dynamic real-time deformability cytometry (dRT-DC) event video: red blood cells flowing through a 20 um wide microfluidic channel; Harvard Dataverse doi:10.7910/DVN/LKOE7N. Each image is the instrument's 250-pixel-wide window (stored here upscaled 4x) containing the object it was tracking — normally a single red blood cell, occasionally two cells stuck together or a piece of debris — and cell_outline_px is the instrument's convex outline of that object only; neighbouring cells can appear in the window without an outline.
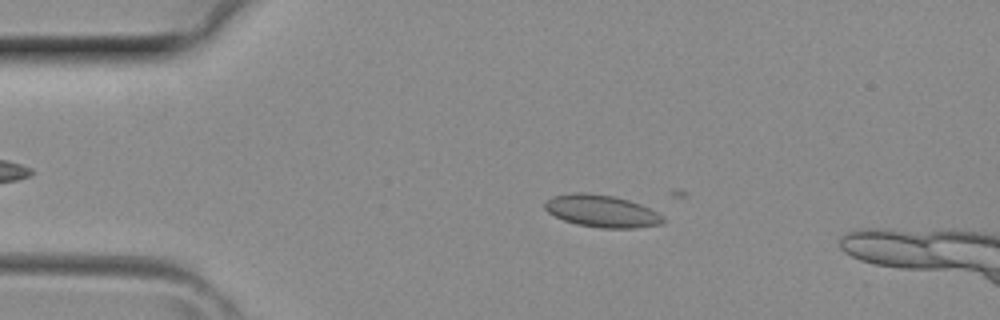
{"species": "common noctule bat (a hibernating species)", "species_latin": "Nyctalus noctula", "temperature_condition": "room temperature", "stored_images_in_passage": 6, "camera_frame_rate_fps": 3000, "um_per_image_px": 0.085, "animal": {"sex": "female", "body_mass_g": 29.2, "forearm_length_mm": 56.3}, "frame": {"image": 1, "passage_image": 4, "time_ms": 1.0, "image_size_px": [1000, 320], "cell_outline_px": [[668, 220], [664, 224], [636, 228], [600, 228], [576, 224], [564, 220], [548, 212], [544, 208], [544, 204], [552, 196], [572, 192], [588, 192], [612, 196], [628, 200], [640, 204], [664, 216]], "centroid_in_image_um": [51.18, 17.95], "position_along_channel_um": 33.8, "area_um2": 22.37}}